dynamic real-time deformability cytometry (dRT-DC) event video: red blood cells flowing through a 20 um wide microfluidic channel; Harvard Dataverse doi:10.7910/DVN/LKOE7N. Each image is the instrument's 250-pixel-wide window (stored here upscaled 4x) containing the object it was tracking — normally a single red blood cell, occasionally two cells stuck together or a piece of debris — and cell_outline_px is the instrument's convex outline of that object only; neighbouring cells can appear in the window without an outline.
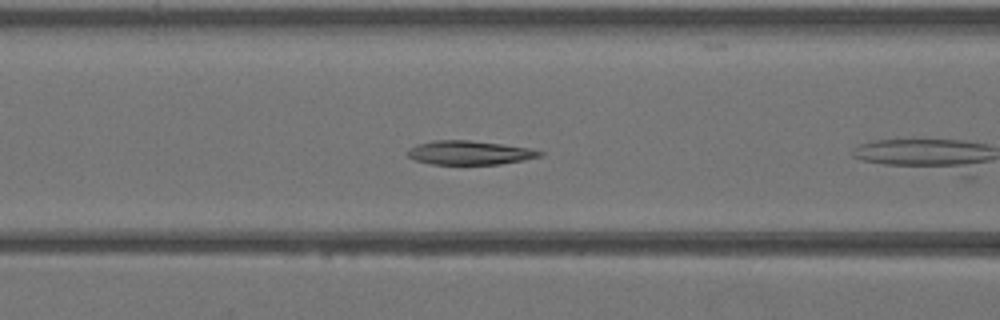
{"species": "Egyptian fruit bat (a non-hibernating species)", "species_latin": "Rousettus aegyptiacus", "temperature_condition": "warm", "stored_images_in_passage": 14, "camera_frame_rate_fps": 3000, "um_per_image_px": 0.085, "animal": {"sex": "female"}, "frame": {"image": 1, "passage_image": 13, "time_ms": 4.0, "image_size_px": [1000, 320], "cell_outline_px": [[544, 156], [524, 160], [500, 164], [432, 164], [416, 160], [408, 156], [408, 148], [416, 144], [436, 140], [468, 140], [504, 144], [532, 148], [544, 152]], "centroid_in_image_um": [39.97, 12.97], "position_along_channel_um": 126.6, "area_um2": 18.55}}